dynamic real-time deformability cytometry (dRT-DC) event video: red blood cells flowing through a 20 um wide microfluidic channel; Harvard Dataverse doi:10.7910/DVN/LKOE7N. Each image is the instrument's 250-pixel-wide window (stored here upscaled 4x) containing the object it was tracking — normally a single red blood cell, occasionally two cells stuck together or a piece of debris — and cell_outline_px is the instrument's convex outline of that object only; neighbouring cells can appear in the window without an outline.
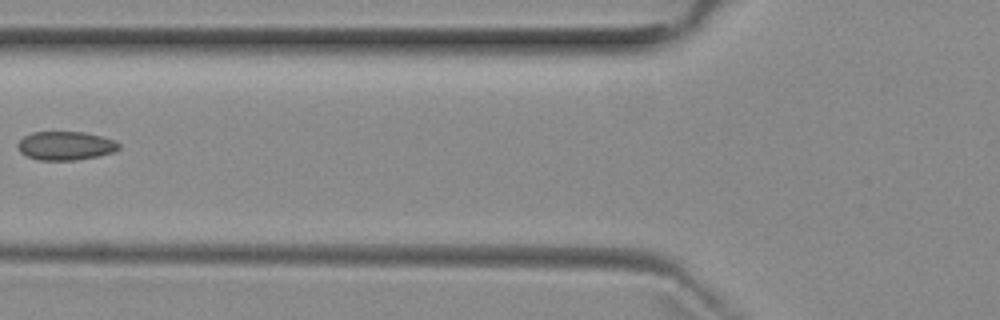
{"species": "common noctule bat (a hibernating species)", "species_latin": "Nyctalus noctula", "temperature_condition": "room temperature", "stored_images_in_passage": 6, "camera_frame_rate_fps": 3000, "um_per_image_px": 0.085, "animal": {"sex": "female", "body_mass_g": 29.2, "forearm_length_mm": 56.3}, "frame": {"image": 1, "passage_image": 6, "time_ms": 5.667, "image_size_px": [1000, 320], "cell_outline_px": [[120, 148], [116, 152], [76, 160], [40, 160], [28, 156], [20, 152], [16, 144], [24, 136], [32, 132], [84, 132], [116, 140], [120, 144]], "centroid_in_image_um": [5.59, 12.38], "position_along_channel_um": 120.2, "area_um2": 16.94}}